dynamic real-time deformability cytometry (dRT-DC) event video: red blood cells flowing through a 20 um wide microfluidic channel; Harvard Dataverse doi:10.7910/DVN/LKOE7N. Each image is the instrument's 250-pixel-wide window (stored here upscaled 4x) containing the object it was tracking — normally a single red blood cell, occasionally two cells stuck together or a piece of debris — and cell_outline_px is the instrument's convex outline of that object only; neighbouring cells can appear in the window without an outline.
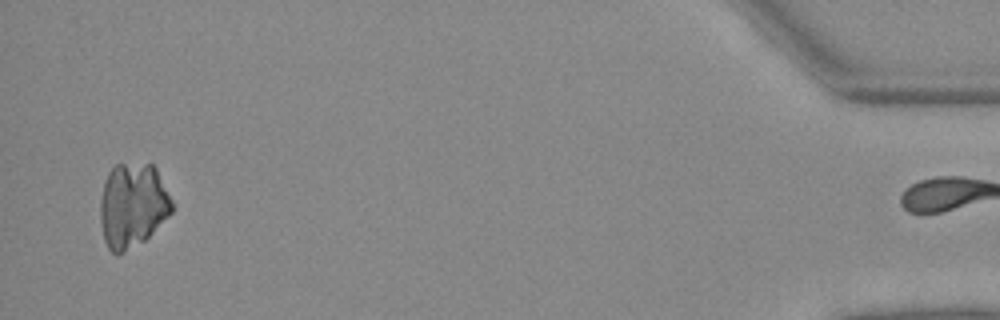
{"species": "Egyptian fruit bat (a non-hibernating species)", "species_latin": "Rousettus aegyptiacus", "temperature_condition": "warm", "stored_images_in_passage": 48, "camera_frame_rate_fps": 3000, "um_per_image_px": 0.085, "animal": {"sex": "female"}, "frame": {"image": 1, "passage_image": 47, "time_ms": 15.333, "image_size_px": [1000, 320], "cell_outline_px": [[172, 212], [144, 240], [120, 252], [112, 252], [108, 248], [104, 240], [100, 220], [100, 200], [104, 184], [108, 172], [116, 164], [152, 164], [156, 168], [172, 200]], "centroid_in_image_um": [11.26, 17.42], "position_along_channel_um": 423.9, "area_um2": 34.74}}